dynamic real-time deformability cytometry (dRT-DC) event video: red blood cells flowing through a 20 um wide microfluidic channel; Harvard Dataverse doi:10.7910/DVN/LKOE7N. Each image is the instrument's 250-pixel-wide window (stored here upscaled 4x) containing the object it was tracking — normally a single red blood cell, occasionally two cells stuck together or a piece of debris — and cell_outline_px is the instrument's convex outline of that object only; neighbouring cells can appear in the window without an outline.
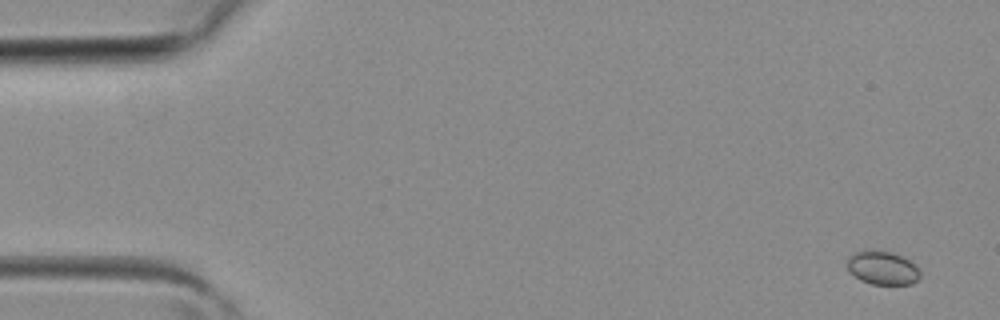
{"species": "common noctule bat (a hibernating species)", "species_latin": "Nyctalus noctula", "temperature_condition": "room temperature", "stored_images_in_passage": 4, "camera_frame_rate_fps": 3000, "um_per_image_px": 0.085, "animal": {"sex": "female", "body_mass_g": 19.3, "forearm_length_mm": 54.1}, "frame": {"image": 1, "passage_image": 1, "time_ms": 0.0, "image_size_px": [1000, 320], "cell_outline_px": [[920, 276], [912, 284], [872, 284], [860, 280], [848, 268], [848, 256], [856, 252], [892, 252], [904, 256], [916, 264], [920, 272]], "centroid_in_image_um": [75.08, 22.79], "position_along_channel_um": 9.9, "area_um2": 13.93}}
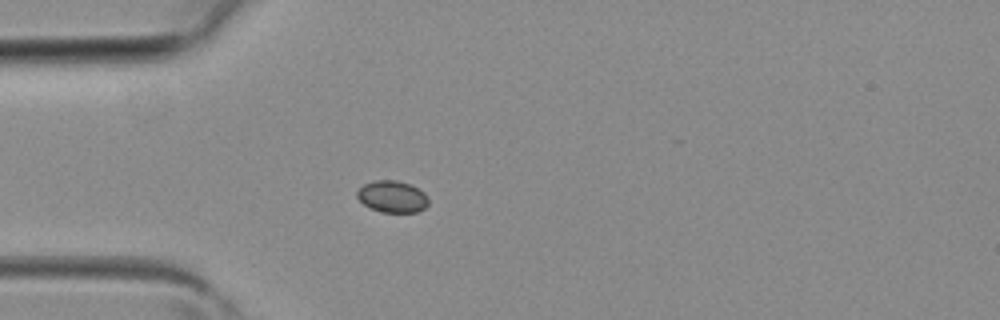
{"frame": {"image": 2, "passage_image": 4, "time_ms": 1.0, "image_size_px": [1000, 320], "cell_outline_px": [[428, 204], [424, 208], [416, 212], [380, 212], [364, 204], [356, 196], [356, 192], [364, 184], [376, 180], [396, 180], [408, 184], [424, 192], [428, 196]], "centroid_in_image_um": [33.34, 16.71], "position_along_channel_um": 51.7, "area_um2": 13.06}}